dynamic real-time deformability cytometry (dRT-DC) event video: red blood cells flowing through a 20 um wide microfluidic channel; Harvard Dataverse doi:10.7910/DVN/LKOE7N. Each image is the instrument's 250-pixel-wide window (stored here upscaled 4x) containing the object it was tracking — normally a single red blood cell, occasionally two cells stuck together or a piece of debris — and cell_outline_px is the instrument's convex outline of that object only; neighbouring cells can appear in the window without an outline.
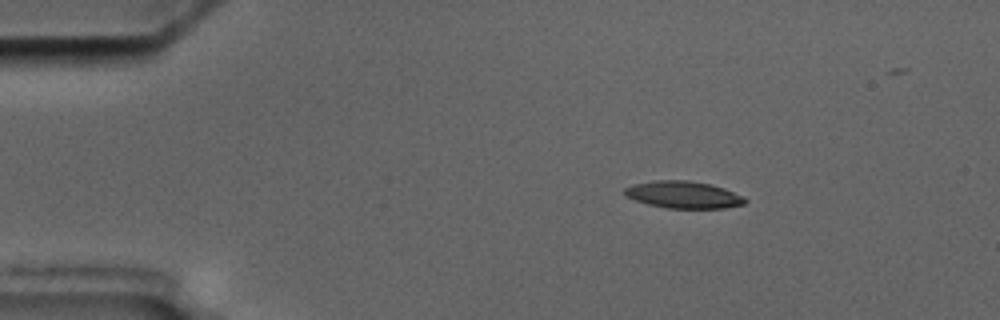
{"species": "common noctule bat (a hibernating species)", "species_latin": "Nyctalus noctula", "temperature_condition": "cold", "stored_images_in_passage": 5, "camera_frame_rate_fps": 3000, "um_per_image_px": 0.085, "animal": {"sex": "male", "body_mass_g": 17.5, "forearm_length_mm": 52.3}, "frame": {"image": 1, "passage_image": 2, "time_ms": 1.333, "image_size_px": [1000, 320], "cell_outline_px": [[748, 200], [744, 204], [724, 208], [668, 208], [648, 204], [624, 196], [624, 188], [636, 184], [656, 180], [688, 180], [712, 184], [724, 188]], "centroid_in_image_um": [58.08, 16.55], "position_along_channel_um": 26.9, "area_um2": 18.84}}